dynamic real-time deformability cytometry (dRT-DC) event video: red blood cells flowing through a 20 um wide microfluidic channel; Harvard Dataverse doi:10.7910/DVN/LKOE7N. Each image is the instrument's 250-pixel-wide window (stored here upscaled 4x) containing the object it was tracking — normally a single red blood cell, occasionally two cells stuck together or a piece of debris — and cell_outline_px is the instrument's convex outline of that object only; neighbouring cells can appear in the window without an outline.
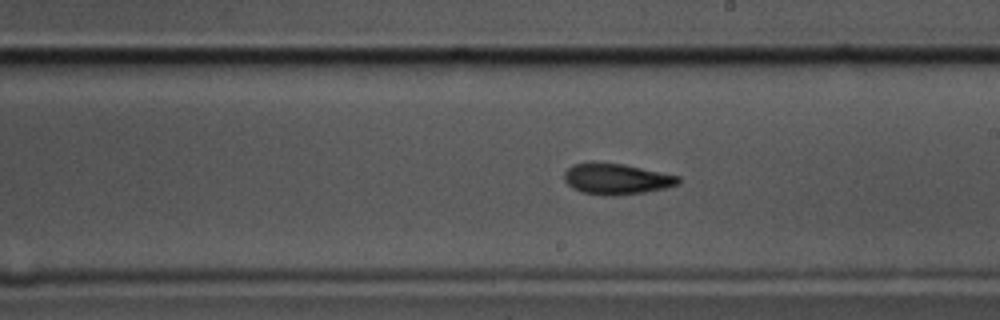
{"species": "common noctule bat (a hibernating species)", "species_latin": "Nyctalus noctula", "temperature_condition": "cold", "stored_images_in_passage": 41, "camera_frame_rate_fps": 3000, "um_per_image_px": 0.085, "animal": {"sex": "male", "body_mass_g": 17.5, "forearm_length_mm": 52.3}, "frame": {"image": 1, "passage_image": 16, "time_ms": 5.0, "image_size_px": [1000, 320], "cell_outline_px": [[680, 184], [664, 188], [644, 192], [616, 196], [608, 196], [584, 192], [572, 188], [564, 180], [564, 172], [572, 164], [592, 160], [624, 164], [680, 176]], "centroid_in_image_um": [52.37, 15.18], "position_along_channel_um": 236.6, "area_um2": 20.92}}
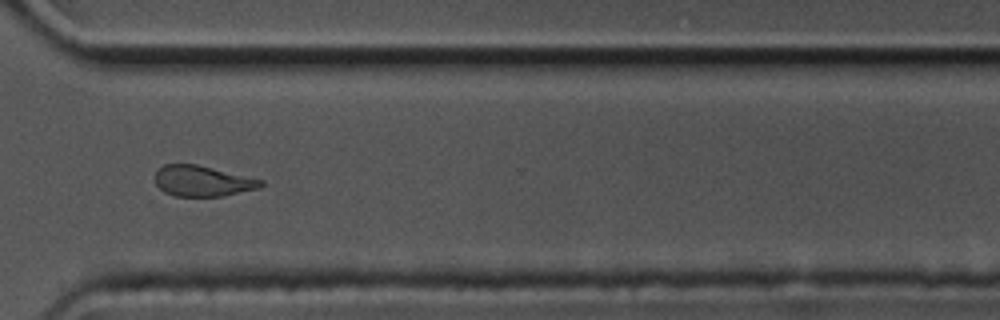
{"frame": {"image": 2, "passage_image": 26, "time_ms": 8.333, "image_size_px": [1000, 320], "cell_outline_px": [[264, 184], [260, 188], [224, 196], [176, 196], [164, 192], [156, 184], [152, 176], [164, 164], [196, 164], [264, 180]], "centroid_in_image_um": [17.2, 15.39], "position_along_channel_um": 353.4, "area_um2": 19.02}}
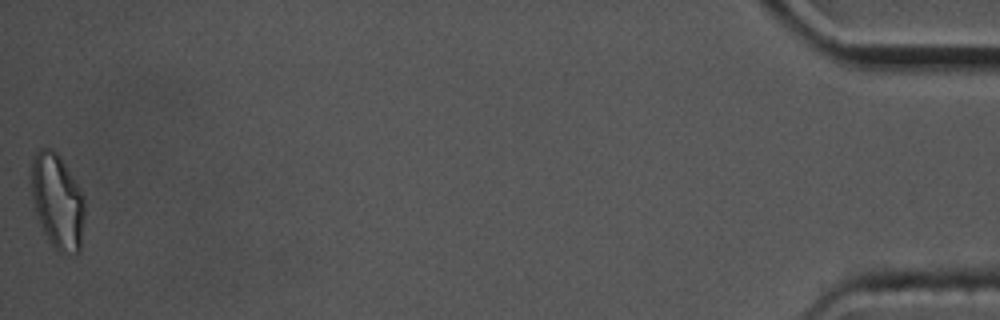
{"frame": {"image": 3, "passage_image": 41, "time_ms": 13.333, "image_size_px": [1000, 320], "cell_outline_px": [[84, 216], [80, 252], [60, 252], [52, 244], [44, 232], [40, 224], [32, 200], [32, 156], [36, 148], [52, 148], [60, 156], [76, 184], [84, 200]], "centroid_in_image_um": [4.86, 17.07], "position_along_channel_um": 430.3, "area_um2": 29.07}, "authors_computed_cell_mechanics": {"area_um2": 20.6924, "velocity_mm_per_s": 3.493, "shape_relaxation_time_tau1_ms": 4.0117, "shape_relaxation_time_tau2_ms": 4.1947, "deformation_change_tau1": 0.1453, "deformation_change_tau2": 0.1238}}